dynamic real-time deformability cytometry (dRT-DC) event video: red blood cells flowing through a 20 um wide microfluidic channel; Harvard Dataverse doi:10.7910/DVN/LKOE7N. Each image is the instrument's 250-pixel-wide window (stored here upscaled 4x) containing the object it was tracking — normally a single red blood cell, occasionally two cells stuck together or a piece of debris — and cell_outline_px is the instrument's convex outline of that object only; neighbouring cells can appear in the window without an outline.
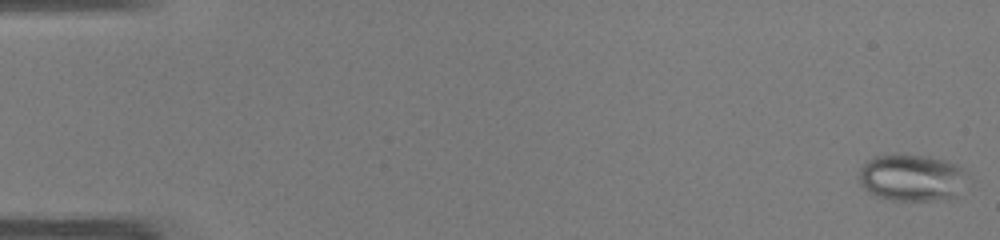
{"species": "common noctule bat (a hibernating species)", "species_latin": "Nyctalus noctula", "temperature_condition": "warm", "stored_images_in_passage": 48, "camera_frame_rate_fps": 3000, "um_per_image_px": 0.085, "animal": {"sex": "male", "body_mass_g": 19.0, "forearm_length_mm": 50.8}, "frame": {"image": 1, "passage_image": 1, "time_ms": 0.0, "image_size_px": [1000, 240], "cell_outline_px": [[972, 176], [956, 200], [892, 200], [872, 196], [860, 184], [856, 176], [864, 160], [872, 156], [896, 152], [928, 156], [944, 160], [956, 164], [964, 168]], "centroid_in_image_um": [77.53, 15.09], "position_along_channel_um": 7.5, "area_um2": 31.5}}
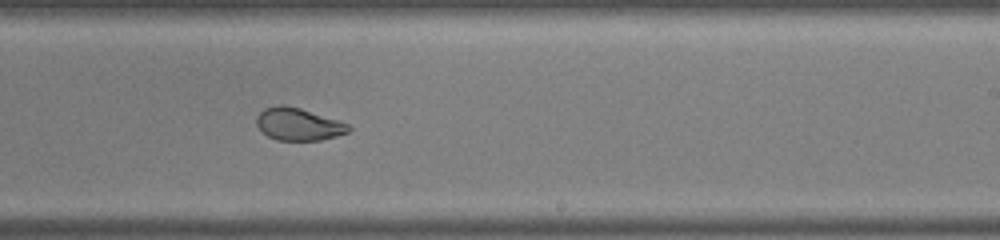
{"frame": {"image": 2, "passage_image": 30, "time_ms": 9.667, "image_size_px": [1000, 240], "cell_outline_px": [[352, 128], [348, 132], [336, 136], [320, 140], [276, 140], [268, 136], [256, 124], [256, 116], [264, 108], [280, 104], [284, 104], [300, 108], [340, 120], [348, 124]], "centroid_in_image_um": [25.37, 10.54], "position_along_channel_um": 263.6, "area_um2": 17.46}}
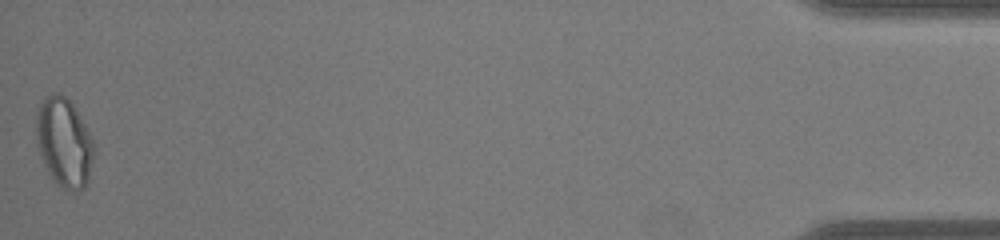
{"frame": {"image": 3, "passage_image": 48, "time_ms": 15.667, "image_size_px": [1000, 240], "cell_outline_px": [[96, 148], [88, 180], [84, 188], [80, 192], [72, 196], [60, 188], [56, 184], [48, 172], [40, 156], [36, 144], [36, 112], [40, 100], [44, 96], [56, 92], [60, 92], [72, 104], [84, 124]], "centroid_in_image_um": [5.43, 12.17], "position_along_channel_um": 429.8, "area_um2": 30.75}, "authors_computed_cell_mechanics": {"area_um2": 23.8714, "velocity_mm_per_s": 4.2636, "shape_relaxation_time_tau1_ms": null, "shape_relaxation_time_tau2_ms": 0.8922, "deformation_change_tau1": null, "deformation_change_tau2": 0.0622}}